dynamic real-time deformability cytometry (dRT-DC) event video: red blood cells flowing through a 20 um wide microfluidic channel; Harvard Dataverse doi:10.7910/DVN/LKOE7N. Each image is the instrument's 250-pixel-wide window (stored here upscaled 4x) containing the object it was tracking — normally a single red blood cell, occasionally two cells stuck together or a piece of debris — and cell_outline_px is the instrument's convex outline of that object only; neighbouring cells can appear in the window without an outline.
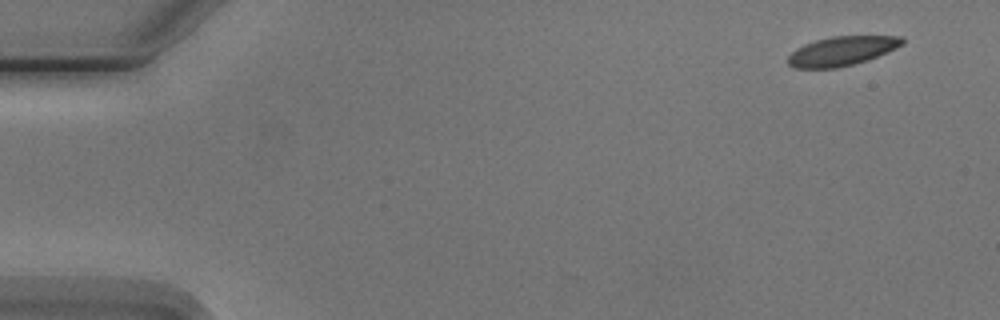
{"species": "Egyptian fruit bat (a non-hibernating species)", "species_latin": "Rousettus aegyptiacus", "temperature_condition": "cold", "stored_images_in_passage": 4, "camera_frame_rate_fps": 3000, "um_per_image_px": 0.085, "animal": {"sex": "male"}, "frame": {"image": 1, "passage_image": 1, "time_ms": 0.0, "image_size_px": [1000, 320], "cell_outline_px": [[904, 44], [888, 52], [868, 60], [836, 68], [792, 68], [788, 64], [788, 56], [796, 48], [804, 44], [816, 40], [832, 36], [904, 36]], "centroid_in_image_um": [71.56, 4.33], "position_along_channel_um": 13.4, "area_um2": 19.54}}